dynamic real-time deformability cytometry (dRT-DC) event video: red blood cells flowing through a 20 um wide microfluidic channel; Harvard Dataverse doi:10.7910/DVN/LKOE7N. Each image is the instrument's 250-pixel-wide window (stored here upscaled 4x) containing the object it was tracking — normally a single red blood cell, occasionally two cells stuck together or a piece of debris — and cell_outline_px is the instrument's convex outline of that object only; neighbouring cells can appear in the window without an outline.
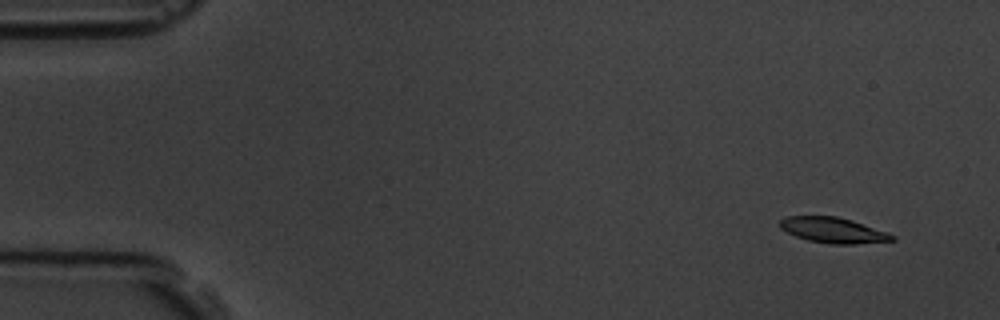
{"species": "common noctule bat (a hibernating species)", "species_latin": "Nyctalus noctula", "temperature_condition": "room temperature", "stored_images_in_passage": 5, "camera_frame_rate_fps": 3000, "um_per_image_px": 0.085, "animal": {"sex": "male", "body_mass_g": 19.5, "forearm_length_mm": 54.6}, "frame": {"image": 1, "passage_image": 1, "time_ms": 0.0, "image_size_px": [1000, 320], "cell_outline_px": [[896, 240], [856, 244], [832, 244], [808, 240], [796, 236], [780, 228], [780, 220], [788, 216], [836, 216], [852, 220], [888, 232], [896, 236]], "centroid_in_image_um": [70.86, 19.57], "position_along_channel_um": 14.1, "area_um2": 16.65}}
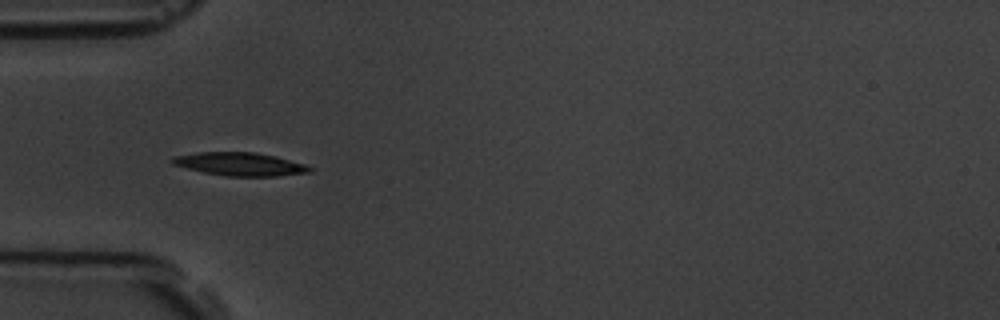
{"frame": {"image": 2, "passage_image": 4, "time_ms": 4.667, "image_size_px": [1000, 320], "cell_outline_px": [[312, 172], [276, 176], [224, 176], [204, 172], [172, 164], [168, 160], [172, 156], [196, 152], [256, 152], [276, 156], [304, 164], [312, 168]], "centroid_in_image_um": [20.36, 13.94], "position_along_channel_um": 64.6, "area_um2": 18.67}}
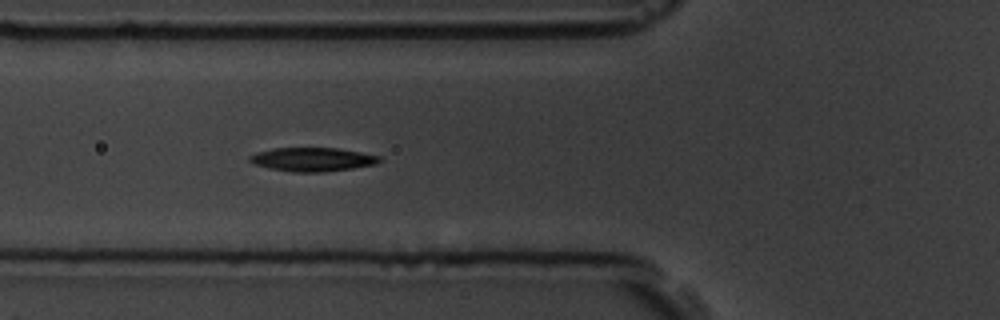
{"frame": {"image": 3, "passage_image": 5, "time_ms": 5.667, "image_size_px": [1000, 320], "cell_outline_px": [[380, 160], [376, 164], [352, 168], [324, 172], [292, 172], [268, 168], [256, 164], [248, 160], [248, 156], [256, 152], [272, 148], [336, 148], [360, 152], [380, 156]], "centroid_in_image_um": [26.52, 13.55], "position_along_channel_um": 99.3, "area_um2": 17.92}}